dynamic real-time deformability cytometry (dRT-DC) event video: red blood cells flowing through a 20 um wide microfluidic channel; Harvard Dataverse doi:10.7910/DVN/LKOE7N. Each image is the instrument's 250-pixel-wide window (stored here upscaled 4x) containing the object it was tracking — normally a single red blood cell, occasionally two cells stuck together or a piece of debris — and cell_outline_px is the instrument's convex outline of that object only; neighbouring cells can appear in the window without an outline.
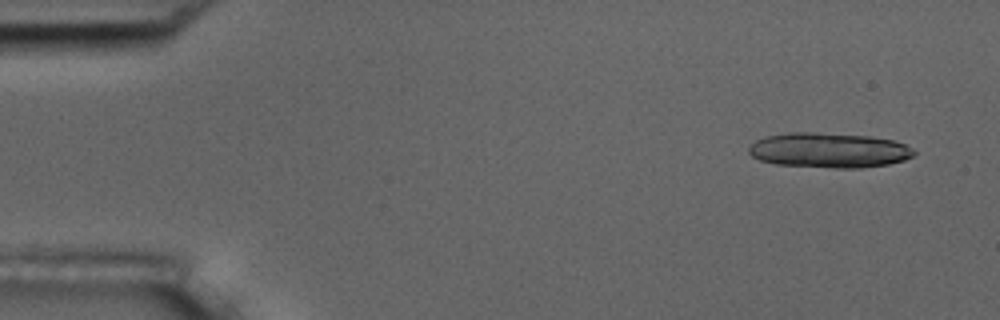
{"species": "common noctule bat (a hibernating species)", "species_latin": "Nyctalus noctula", "temperature_condition": "room temperature", "stored_images_in_passage": 4, "camera_frame_rate_fps": 3000, "um_per_image_px": 0.085, "animal": {"sex": "male", "body_mass_g": 17.5, "forearm_length_mm": 52.3}, "frame": {"image": 1, "passage_image": 1, "time_ms": 0.0, "image_size_px": [1000, 320], "cell_outline_px": [[916, 152], [912, 156], [904, 160], [888, 164], [860, 168], [836, 168], [776, 164], [760, 160], [752, 156], [748, 152], [748, 148], [756, 140], [768, 136], [788, 132], [816, 132], [868, 136], [892, 140], [904, 144], [912, 148]], "centroid_in_image_um": [70.45, 12.77], "position_along_channel_um": 14.5, "area_um2": 33.58}}